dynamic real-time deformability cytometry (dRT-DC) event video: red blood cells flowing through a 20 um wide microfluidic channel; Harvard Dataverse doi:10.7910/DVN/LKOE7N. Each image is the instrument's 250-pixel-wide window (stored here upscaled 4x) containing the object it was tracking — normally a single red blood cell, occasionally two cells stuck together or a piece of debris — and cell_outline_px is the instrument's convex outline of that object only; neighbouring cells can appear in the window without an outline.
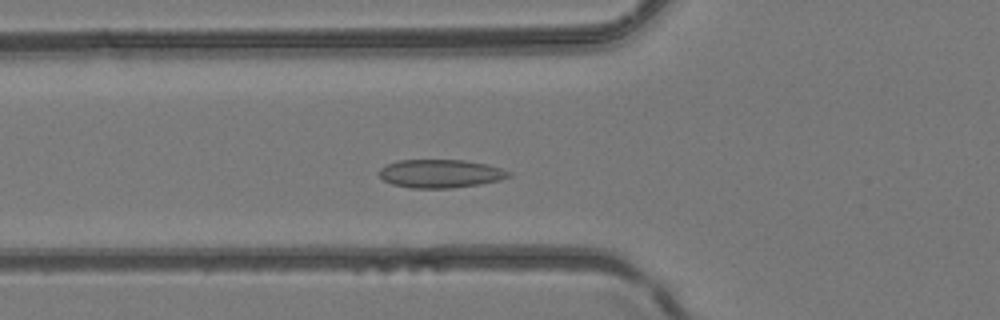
{"species": "common noctule bat (a hibernating species)", "species_latin": "Nyctalus noctula", "temperature_condition": "room temperature", "stored_images_in_passage": 26, "camera_frame_rate_fps": 3000, "um_per_image_px": 0.085, "animal": {"sex": "female", "body_mass_g": 24.6, "forearm_length_mm": 56.2}, "frame": {"image": 1, "passage_image": 2, "time_ms": 0.333, "image_size_px": [1000, 320], "cell_outline_px": [[512, 176], [500, 180], [480, 184], [452, 188], [412, 188], [392, 184], [384, 180], [376, 172], [380, 168], [388, 164], [400, 160], [464, 160], [484, 164], [500, 168], [512, 172]], "centroid_in_image_um": [37.43, 14.76], "position_along_channel_um": 88.4, "area_um2": 21.39}}
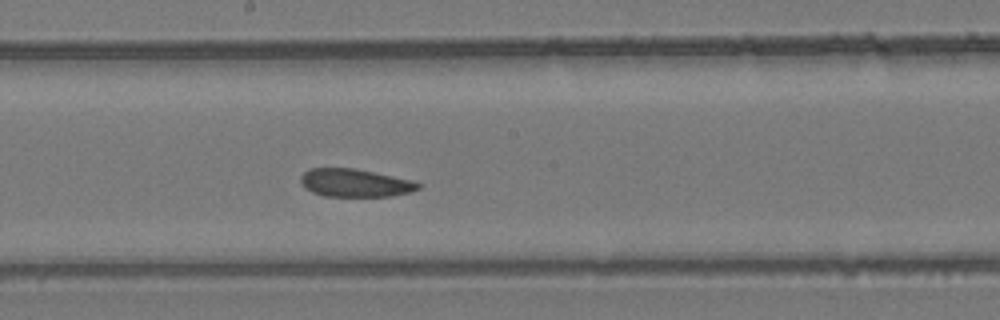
{"frame": {"image": 2, "passage_image": 11, "time_ms": 3.333, "image_size_px": [1000, 320], "cell_outline_px": [[420, 188], [412, 192], [392, 196], [324, 196], [312, 192], [300, 180], [300, 176], [308, 168], [356, 168], [412, 180], [420, 184]], "centroid_in_image_um": [30.2, 15.54], "position_along_channel_um": 218.0, "area_um2": 19.13}}
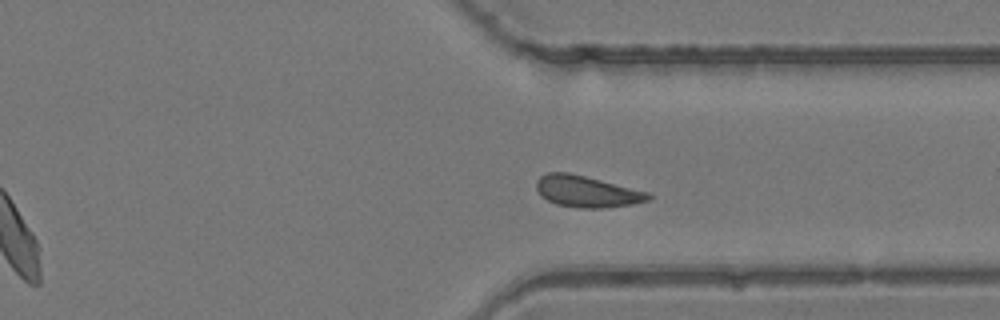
{"frame": {"image": 3, "passage_image": 21, "time_ms": 6.667, "image_size_px": [1000, 320], "cell_outline_px": [[652, 196], [648, 200], [632, 204], [600, 208], [580, 208], [556, 204], [540, 196], [536, 188], [536, 180], [540, 176], [548, 172], [568, 172], [648, 192]], "centroid_in_image_um": [49.82, 16.27], "position_along_channel_um": 361.6, "area_um2": 20.29}}